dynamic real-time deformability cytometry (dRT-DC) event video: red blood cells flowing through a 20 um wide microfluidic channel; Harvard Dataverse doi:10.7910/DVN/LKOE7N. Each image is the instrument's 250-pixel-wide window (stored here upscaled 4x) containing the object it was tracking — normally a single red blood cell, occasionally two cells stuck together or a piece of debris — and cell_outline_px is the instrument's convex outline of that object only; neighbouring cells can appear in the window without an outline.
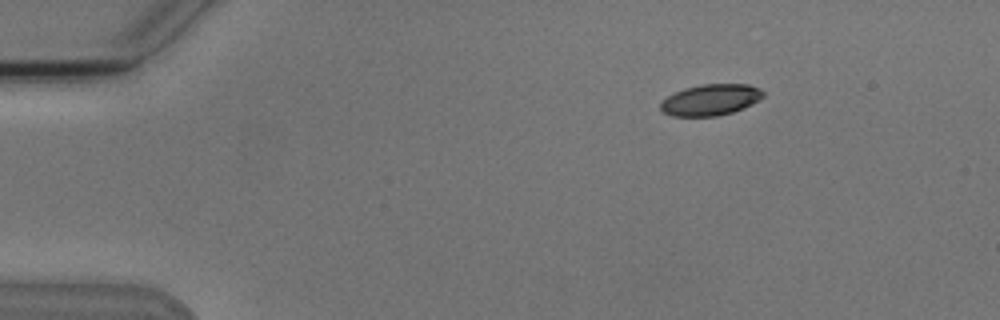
{"species": "Egyptian fruit bat (a non-hibernating species)", "species_latin": "Rousettus aegyptiacus", "temperature_condition": "cold", "stored_images_in_passage": 6, "camera_frame_rate_fps": 3000, "um_per_image_px": 0.085, "animal": {"sex": "male"}, "frame": {"image": 1, "passage_image": 1, "time_ms": 0.0, "image_size_px": [1000, 320], "cell_outline_px": [[764, 96], [760, 100], [744, 108], [732, 112], [716, 116], [672, 116], [664, 112], [660, 108], [660, 104], [668, 96], [684, 88], [704, 84], [748, 84], [760, 88], [764, 92]], "centroid_in_image_um": [60.44, 8.48], "position_along_channel_um": 24.6, "area_um2": 18.61}}
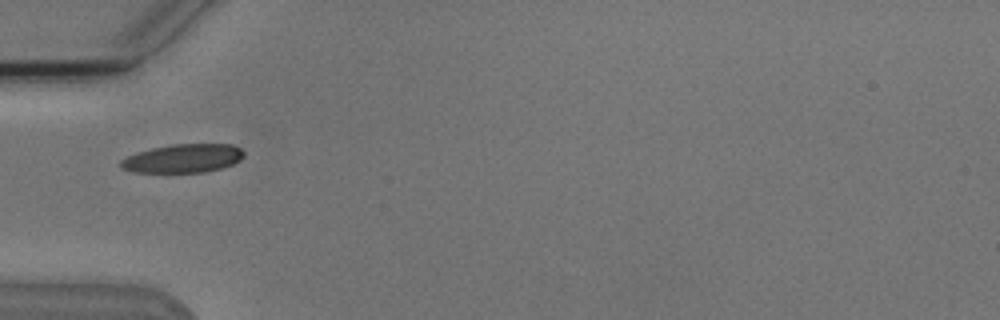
{"frame": {"image": 2, "passage_image": 4, "time_ms": 3.333, "image_size_px": [1000, 320], "cell_outline_px": [[244, 156], [240, 160], [232, 164], [220, 168], [204, 172], [136, 172], [120, 168], [120, 160], [136, 152], [152, 148], [172, 144], [232, 144], [240, 148], [244, 152]], "centroid_in_image_um": [15.55, 13.45], "position_along_channel_um": 69.4, "area_um2": 20.46}}
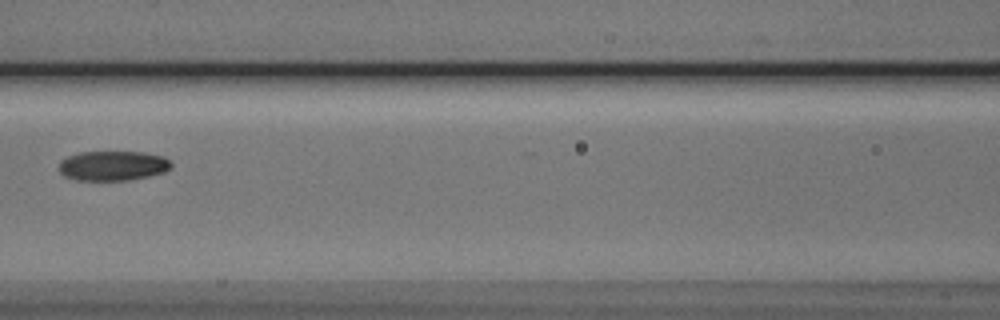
{"frame": {"image": 3, "passage_image": 6, "time_ms": 5.667, "image_size_px": [1000, 320], "cell_outline_px": [[172, 164], [164, 172], [148, 176], [128, 180], [76, 180], [64, 176], [60, 172], [60, 160], [68, 156], [80, 152], [144, 152], [164, 156]], "centroid_in_image_um": [9.58, 14.08], "position_along_channel_um": 157.0, "area_um2": 19.36}}